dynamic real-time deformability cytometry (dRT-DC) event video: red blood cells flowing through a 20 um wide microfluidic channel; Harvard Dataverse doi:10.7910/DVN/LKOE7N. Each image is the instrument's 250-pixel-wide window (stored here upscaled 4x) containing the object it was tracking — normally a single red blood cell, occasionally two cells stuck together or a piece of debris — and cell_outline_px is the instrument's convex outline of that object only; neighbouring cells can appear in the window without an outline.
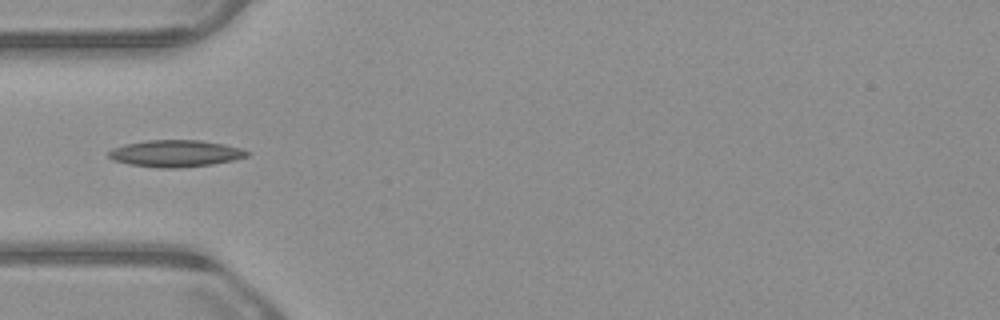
{"species": "common noctule bat (a hibernating species)", "species_latin": "Nyctalus noctula", "temperature_condition": "warm", "stored_images_in_passage": 14, "camera_frame_rate_fps": 3000, "um_per_image_px": 0.085, "animal": {"sex": "male", "body_mass_g": 23.1, "forearm_length_mm": 52.7}, "frame": {"image": 1, "passage_image": 3, "time_ms": 0.667, "image_size_px": [1000, 320], "cell_outline_px": [[252, 152], [248, 156], [232, 160], [212, 164], [180, 168], [160, 168], [128, 164], [112, 160], [108, 156], [108, 152], [112, 148], [124, 144], [144, 140], [200, 140], [224, 144], [240, 148]], "centroid_in_image_um": [14.9, 13.04], "position_along_channel_um": 70.1, "area_um2": 21.79}}